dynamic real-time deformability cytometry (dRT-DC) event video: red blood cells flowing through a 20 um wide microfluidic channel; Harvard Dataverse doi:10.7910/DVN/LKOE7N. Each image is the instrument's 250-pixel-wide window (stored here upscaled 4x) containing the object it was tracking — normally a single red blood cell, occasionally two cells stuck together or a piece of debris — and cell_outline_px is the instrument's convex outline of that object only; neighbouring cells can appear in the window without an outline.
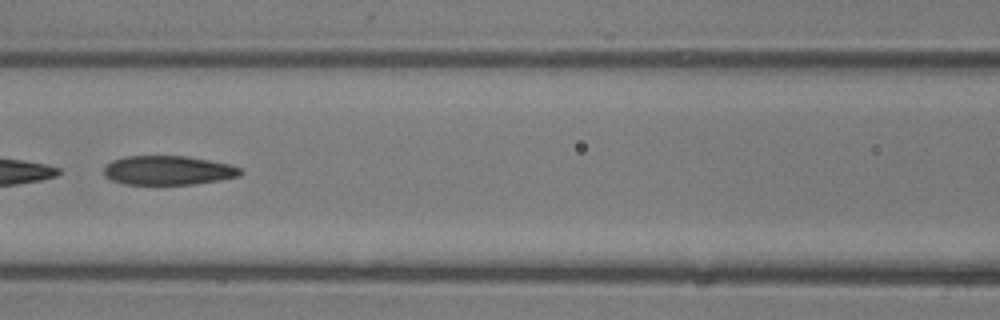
{"species": "common noctule bat (a hibernating species)", "species_latin": "Nyctalus noctula", "temperature_condition": "room temperature", "stored_images_in_passage": 6, "camera_frame_rate_fps": 3000, "um_per_image_px": 0.085, "animal": {"sex": "male", "body_mass_g": 13.3}, "frame": {"image": 1, "passage_image": 6, "time_ms": 1.667, "image_size_px": [1000, 320], "cell_outline_px": [[244, 172], [240, 176], [220, 180], [196, 184], [124, 184], [112, 180], [104, 176], [104, 168], [112, 160], [124, 156], [188, 156], [232, 164], [244, 168]], "centroid_in_image_um": [14.36, 14.47], "position_along_channel_um": 152.2, "area_um2": 23.52}}